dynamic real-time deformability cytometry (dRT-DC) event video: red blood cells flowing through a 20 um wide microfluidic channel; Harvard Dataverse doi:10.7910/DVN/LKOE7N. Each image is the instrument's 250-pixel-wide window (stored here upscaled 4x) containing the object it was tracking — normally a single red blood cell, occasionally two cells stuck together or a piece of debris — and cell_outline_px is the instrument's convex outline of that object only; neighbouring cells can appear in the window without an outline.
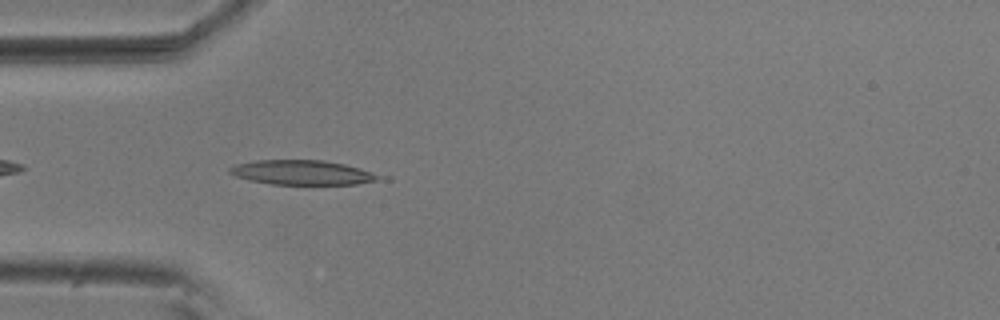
{"species": "common noctule bat (a hibernating species)", "species_latin": "Nyctalus noctula", "temperature_condition": "room temperature", "stored_images_in_passage": 11, "camera_frame_rate_fps": 3000, "um_per_image_px": 0.085, "animal": {"sex": "male", "body_mass_g": 20.5, "forearm_length_mm": 52.5}, "frame": {"image": 1, "passage_image": 4, "time_ms": 1.0, "image_size_px": [1000, 320], "cell_outline_px": [[392, 180], [356, 184], [272, 184], [252, 180], [236, 176], [228, 172], [228, 168], [236, 164], [256, 160], [324, 160], [344, 164], [360, 168], [388, 176]], "centroid_in_image_um": [25.88, 14.67], "position_along_channel_um": 59.1, "area_um2": 21.79}}
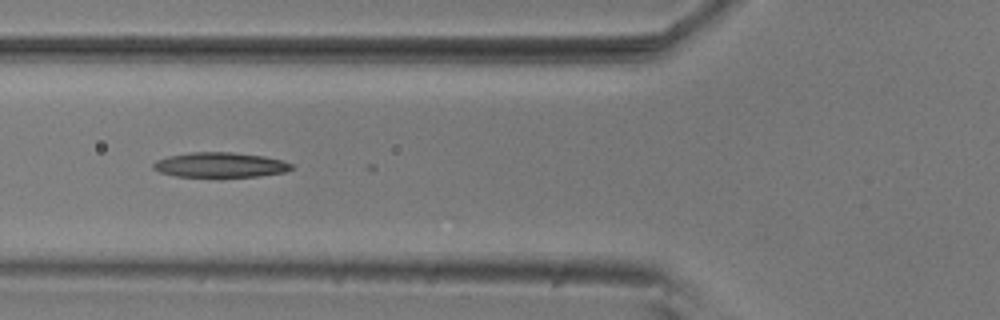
{"frame": {"image": 2, "passage_image": 8, "time_ms": 2.333, "image_size_px": [1000, 320], "cell_outline_px": [[292, 168], [284, 172], [260, 176], [220, 180], [176, 176], [160, 172], [152, 168], [152, 164], [156, 160], [168, 156], [192, 152], [232, 152], [264, 156], [284, 160], [292, 164]], "centroid_in_image_um": [18.7, 14.06], "position_along_channel_um": 107.1, "area_um2": 21.15}}